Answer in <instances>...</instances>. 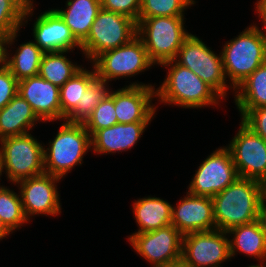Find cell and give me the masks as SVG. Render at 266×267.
Returning a JSON list of instances; mask_svg holds the SVG:
<instances>
[{
  "instance_id": "1",
  "label": "cell",
  "mask_w": 266,
  "mask_h": 267,
  "mask_svg": "<svg viewBox=\"0 0 266 267\" xmlns=\"http://www.w3.org/2000/svg\"><path fill=\"white\" fill-rule=\"evenodd\" d=\"M263 198L262 182L238 177L212 197L216 229L227 232L236 226L256 221Z\"/></svg>"
},
{
  "instance_id": "2",
  "label": "cell",
  "mask_w": 266,
  "mask_h": 267,
  "mask_svg": "<svg viewBox=\"0 0 266 267\" xmlns=\"http://www.w3.org/2000/svg\"><path fill=\"white\" fill-rule=\"evenodd\" d=\"M161 66L168 68V72L162 84L156 88L157 102L185 109L220 106V99L223 98L190 69L174 60L164 62Z\"/></svg>"
},
{
  "instance_id": "3",
  "label": "cell",
  "mask_w": 266,
  "mask_h": 267,
  "mask_svg": "<svg viewBox=\"0 0 266 267\" xmlns=\"http://www.w3.org/2000/svg\"><path fill=\"white\" fill-rule=\"evenodd\" d=\"M91 151V136L84 123L63 120L56 136L44 144V171L63 179Z\"/></svg>"
},
{
  "instance_id": "4",
  "label": "cell",
  "mask_w": 266,
  "mask_h": 267,
  "mask_svg": "<svg viewBox=\"0 0 266 267\" xmlns=\"http://www.w3.org/2000/svg\"><path fill=\"white\" fill-rule=\"evenodd\" d=\"M222 47L225 76L234 89L266 61V37L254 22Z\"/></svg>"
},
{
  "instance_id": "5",
  "label": "cell",
  "mask_w": 266,
  "mask_h": 267,
  "mask_svg": "<svg viewBox=\"0 0 266 267\" xmlns=\"http://www.w3.org/2000/svg\"><path fill=\"white\" fill-rule=\"evenodd\" d=\"M184 19V16L148 17L137 23V35L155 66L174 60L183 41L191 34L184 27Z\"/></svg>"
},
{
  "instance_id": "6",
  "label": "cell",
  "mask_w": 266,
  "mask_h": 267,
  "mask_svg": "<svg viewBox=\"0 0 266 267\" xmlns=\"http://www.w3.org/2000/svg\"><path fill=\"white\" fill-rule=\"evenodd\" d=\"M0 161L12 184L44 174V143L31 133L4 138L0 140Z\"/></svg>"
},
{
  "instance_id": "7",
  "label": "cell",
  "mask_w": 266,
  "mask_h": 267,
  "mask_svg": "<svg viewBox=\"0 0 266 267\" xmlns=\"http://www.w3.org/2000/svg\"><path fill=\"white\" fill-rule=\"evenodd\" d=\"M211 49L198 36L190 34L183 41L174 61L194 72L224 100L228 97V90L235 89L226 82L228 79L225 76L221 52L217 54Z\"/></svg>"
},
{
  "instance_id": "8",
  "label": "cell",
  "mask_w": 266,
  "mask_h": 267,
  "mask_svg": "<svg viewBox=\"0 0 266 267\" xmlns=\"http://www.w3.org/2000/svg\"><path fill=\"white\" fill-rule=\"evenodd\" d=\"M91 65L96 76L109 83L112 80L135 77L155 64L150 60L143 41L136 35L128 43L98 55Z\"/></svg>"
},
{
  "instance_id": "9",
  "label": "cell",
  "mask_w": 266,
  "mask_h": 267,
  "mask_svg": "<svg viewBox=\"0 0 266 267\" xmlns=\"http://www.w3.org/2000/svg\"><path fill=\"white\" fill-rule=\"evenodd\" d=\"M136 35L137 23L133 19L101 9L81 44V52L91 63L98 55L128 43Z\"/></svg>"
},
{
  "instance_id": "10",
  "label": "cell",
  "mask_w": 266,
  "mask_h": 267,
  "mask_svg": "<svg viewBox=\"0 0 266 267\" xmlns=\"http://www.w3.org/2000/svg\"><path fill=\"white\" fill-rule=\"evenodd\" d=\"M197 168L187 191L197 196L212 198L239 177L226 146L216 148Z\"/></svg>"
},
{
  "instance_id": "11",
  "label": "cell",
  "mask_w": 266,
  "mask_h": 267,
  "mask_svg": "<svg viewBox=\"0 0 266 267\" xmlns=\"http://www.w3.org/2000/svg\"><path fill=\"white\" fill-rule=\"evenodd\" d=\"M128 242L152 267L164 266L182 258L183 235L173 224L133 234Z\"/></svg>"
},
{
  "instance_id": "12",
  "label": "cell",
  "mask_w": 266,
  "mask_h": 267,
  "mask_svg": "<svg viewBox=\"0 0 266 267\" xmlns=\"http://www.w3.org/2000/svg\"><path fill=\"white\" fill-rule=\"evenodd\" d=\"M230 237L219 229L183 235L182 258L191 267H223L230 261Z\"/></svg>"
},
{
  "instance_id": "13",
  "label": "cell",
  "mask_w": 266,
  "mask_h": 267,
  "mask_svg": "<svg viewBox=\"0 0 266 267\" xmlns=\"http://www.w3.org/2000/svg\"><path fill=\"white\" fill-rule=\"evenodd\" d=\"M239 130L226 147L239 177L260 182L266 180V141L242 121Z\"/></svg>"
},
{
  "instance_id": "14",
  "label": "cell",
  "mask_w": 266,
  "mask_h": 267,
  "mask_svg": "<svg viewBox=\"0 0 266 267\" xmlns=\"http://www.w3.org/2000/svg\"><path fill=\"white\" fill-rule=\"evenodd\" d=\"M60 180L59 177L44 173L14 184L20 190L23 212L29 223L31 217L39 214L54 217L60 215L62 205L56 185Z\"/></svg>"
},
{
  "instance_id": "15",
  "label": "cell",
  "mask_w": 266,
  "mask_h": 267,
  "mask_svg": "<svg viewBox=\"0 0 266 267\" xmlns=\"http://www.w3.org/2000/svg\"><path fill=\"white\" fill-rule=\"evenodd\" d=\"M156 86L150 83L133 82L114 91V106L117 122H151L157 106L152 102L156 98Z\"/></svg>"
},
{
  "instance_id": "16",
  "label": "cell",
  "mask_w": 266,
  "mask_h": 267,
  "mask_svg": "<svg viewBox=\"0 0 266 267\" xmlns=\"http://www.w3.org/2000/svg\"><path fill=\"white\" fill-rule=\"evenodd\" d=\"M171 224L182 235L215 230L213 199L186 192L179 203L172 204Z\"/></svg>"
},
{
  "instance_id": "17",
  "label": "cell",
  "mask_w": 266,
  "mask_h": 267,
  "mask_svg": "<svg viewBox=\"0 0 266 267\" xmlns=\"http://www.w3.org/2000/svg\"><path fill=\"white\" fill-rule=\"evenodd\" d=\"M48 9L34 21V42L43 52L74 51L75 48L81 51V44L63 19L53 9Z\"/></svg>"
},
{
  "instance_id": "18",
  "label": "cell",
  "mask_w": 266,
  "mask_h": 267,
  "mask_svg": "<svg viewBox=\"0 0 266 267\" xmlns=\"http://www.w3.org/2000/svg\"><path fill=\"white\" fill-rule=\"evenodd\" d=\"M60 88L39 75L18 81V93L43 122H61Z\"/></svg>"
},
{
  "instance_id": "19",
  "label": "cell",
  "mask_w": 266,
  "mask_h": 267,
  "mask_svg": "<svg viewBox=\"0 0 266 267\" xmlns=\"http://www.w3.org/2000/svg\"><path fill=\"white\" fill-rule=\"evenodd\" d=\"M150 124L151 122L117 123L97 130L91 136V150L98 155L131 150Z\"/></svg>"
},
{
  "instance_id": "20",
  "label": "cell",
  "mask_w": 266,
  "mask_h": 267,
  "mask_svg": "<svg viewBox=\"0 0 266 267\" xmlns=\"http://www.w3.org/2000/svg\"><path fill=\"white\" fill-rule=\"evenodd\" d=\"M18 33H20V30L3 38L2 62L10 69L14 77L20 81L39 74L44 52L33 40L22 42V44L18 45L14 54L11 53L13 52L12 50L8 51L11 45H14L15 40L17 41Z\"/></svg>"
},
{
  "instance_id": "21",
  "label": "cell",
  "mask_w": 266,
  "mask_h": 267,
  "mask_svg": "<svg viewBox=\"0 0 266 267\" xmlns=\"http://www.w3.org/2000/svg\"><path fill=\"white\" fill-rule=\"evenodd\" d=\"M43 123L30 104L17 93L13 99L0 109V140L30 133L36 123Z\"/></svg>"
},
{
  "instance_id": "22",
  "label": "cell",
  "mask_w": 266,
  "mask_h": 267,
  "mask_svg": "<svg viewBox=\"0 0 266 267\" xmlns=\"http://www.w3.org/2000/svg\"><path fill=\"white\" fill-rule=\"evenodd\" d=\"M66 8H52L70 28L75 39L82 44L101 8L100 0H67Z\"/></svg>"
},
{
  "instance_id": "23",
  "label": "cell",
  "mask_w": 266,
  "mask_h": 267,
  "mask_svg": "<svg viewBox=\"0 0 266 267\" xmlns=\"http://www.w3.org/2000/svg\"><path fill=\"white\" fill-rule=\"evenodd\" d=\"M134 219L139 229L133 234L153 231L171 224L172 205L159 197H143L134 200L132 205Z\"/></svg>"
},
{
  "instance_id": "24",
  "label": "cell",
  "mask_w": 266,
  "mask_h": 267,
  "mask_svg": "<svg viewBox=\"0 0 266 267\" xmlns=\"http://www.w3.org/2000/svg\"><path fill=\"white\" fill-rule=\"evenodd\" d=\"M230 242L231 258L237 252L253 257L260 262H266V237L258 221L236 226L227 231Z\"/></svg>"
},
{
  "instance_id": "25",
  "label": "cell",
  "mask_w": 266,
  "mask_h": 267,
  "mask_svg": "<svg viewBox=\"0 0 266 267\" xmlns=\"http://www.w3.org/2000/svg\"><path fill=\"white\" fill-rule=\"evenodd\" d=\"M233 93L237 109L266 106V61L243 80Z\"/></svg>"
},
{
  "instance_id": "26",
  "label": "cell",
  "mask_w": 266,
  "mask_h": 267,
  "mask_svg": "<svg viewBox=\"0 0 266 267\" xmlns=\"http://www.w3.org/2000/svg\"><path fill=\"white\" fill-rule=\"evenodd\" d=\"M69 52L73 51L44 52L38 75L60 88L83 68L67 58Z\"/></svg>"
},
{
  "instance_id": "27",
  "label": "cell",
  "mask_w": 266,
  "mask_h": 267,
  "mask_svg": "<svg viewBox=\"0 0 266 267\" xmlns=\"http://www.w3.org/2000/svg\"><path fill=\"white\" fill-rule=\"evenodd\" d=\"M95 69L87 70L82 68L73 77L67 80L59 91L60 105H61V121L82 102L83 94L87 86L96 78Z\"/></svg>"
},
{
  "instance_id": "28",
  "label": "cell",
  "mask_w": 266,
  "mask_h": 267,
  "mask_svg": "<svg viewBox=\"0 0 266 267\" xmlns=\"http://www.w3.org/2000/svg\"><path fill=\"white\" fill-rule=\"evenodd\" d=\"M109 84L96 77L86 88L82 102L65 117L68 122L84 123L96 106L110 93Z\"/></svg>"
},
{
  "instance_id": "29",
  "label": "cell",
  "mask_w": 266,
  "mask_h": 267,
  "mask_svg": "<svg viewBox=\"0 0 266 267\" xmlns=\"http://www.w3.org/2000/svg\"><path fill=\"white\" fill-rule=\"evenodd\" d=\"M0 218L12 233L29 223L23 212L20 194L4 185L0 187Z\"/></svg>"
},
{
  "instance_id": "30",
  "label": "cell",
  "mask_w": 266,
  "mask_h": 267,
  "mask_svg": "<svg viewBox=\"0 0 266 267\" xmlns=\"http://www.w3.org/2000/svg\"><path fill=\"white\" fill-rule=\"evenodd\" d=\"M195 4V0H141L138 22L148 17L185 16V11Z\"/></svg>"
},
{
  "instance_id": "31",
  "label": "cell",
  "mask_w": 266,
  "mask_h": 267,
  "mask_svg": "<svg viewBox=\"0 0 266 267\" xmlns=\"http://www.w3.org/2000/svg\"><path fill=\"white\" fill-rule=\"evenodd\" d=\"M114 106V91H111L94 109L92 114L85 120L86 130L92 136L97 130L105 129L117 124Z\"/></svg>"
},
{
  "instance_id": "32",
  "label": "cell",
  "mask_w": 266,
  "mask_h": 267,
  "mask_svg": "<svg viewBox=\"0 0 266 267\" xmlns=\"http://www.w3.org/2000/svg\"><path fill=\"white\" fill-rule=\"evenodd\" d=\"M23 28V16L6 0H0V35L5 38Z\"/></svg>"
},
{
  "instance_id": "33",
  "label": "cell",
  "mask_w": 266,
  "mask_h": 267,
  "mask_svg": "<svg viewBox=\"0 0 266 267\" xmlns=\"http://www.w3.org/2000/svg\"><path fill=\"white\" fill-rule=\"evenodd\" d=\"M238 111L241 121L266 141V106Z\"/></svg>"
},
{
  "instance_id": "34",
  "label": "cell",
  "mask_w": 266,
  "mask_h": 267,
  "mask_svg": "<svg viewBox=\"0 0 266 267\" xmlns=\"http://www.w3.org/2000/svg\"><path fill=\"white\" fill-rule=\"evenodd\" d=\"M18 93V80L10 69L0 62V109L5 107Z\"/></svg>"
},
{
  "instance_id": "35",
  "label": "cell",
  "mask_w": 266,
  "mask_h": 267,
  "mask_svg": "<svg viewBox=\"0 0 266 267\" xmlns=\"http://www.w3.org/2000/svg\"><path fill=\"white\" fill-rule=\"evenodd\" d=\"M101 8L125 15L138 23L141 0H100Z\"/></svg>"
},
{
  "instance_id": "36",
  "label": "cell",
  "mask_w": 266,
  "mask_h": 267,
  "mask_svg": "<svg viewBox=\"0 0 266 267\" xmlns=\"http://www.w3.org/2000/svg\"><path fill=\"white\" fill-rule=\"evenodd\" d=\"M8 1L22 16L23 26L28 23V20L33 16V12L36 9L34 6V0H6Z\"/></svg>"
},
{
  "instance_id": "37",
  "label": "cell",
  "mask_w": 266,
  "mask_h": 267,
  "mask_svg": "<svg viewBox=\"0 0 266 267\" xmlns=\"http://www.w3.org/2000/svg\"><path fill=\"white\" fill-rule=\"evenodd\" d=\"M255 11L258 14L259 20H261V24L264 26L262 29L258 26L257 23H254L258 29L262 32V34L266 37V0H257L255 3ZM265 29V30H264ZM264 30V31H263Z\"/></svg>"
},
{
  "instance_id": "38",
  "label": "cell",
  "mask_w": 266,
  "mask_h": 267,
  "mask_svg": "<svg viewBox=\"0 0 266 267\" xmlns=\"http://www.w3.org/2000/svg\"><path fill=\"white\" fill-rule=\"evenodd\" d=\"M257 221L266 237V200L264 198L260 202Z\"/></svg>"
},
{
  "instance_id": "39",
  "label": "cell",
  "mask_w": 266,
  "mask_h": 267,
  "mask_svg": "<svg viewBox=\"0 0 266 267\" xmlns=\"http://www.w3.org/2000/svg\"><path fill=\"white\" fill-rule=\"evenodd\" d=\"M159 267H191L183 258Z\"/></svg>"
},
{
  "instance_id": "40",
  "label": "cell",
  "mask_w": 266,
  "mask_h": 267,
  "mask_svg": "<svg viewBox=\"0 0 266 267\" xmlns=\"http://www.w3.org/2000/svg\"><path fill=\"white\" fill-rule=\"evenodd\" d=\"M12 234V232L6 227V225L2 222L0 218V240L2 241L4 238Z\"/></svg>"
},
{
  "instance_id": "41",
  "label": "cell",
  "mask_w": 266,
  "mask_h": 267,
  "mask_svg": "<svg viewBox=\"0 0 266 267\" xmlns=\"http://www.w3.org/2000/svg\"><path fill=\"white\" fill-rule=\"evenodd\" d=\"M2 53H3V37L0 35V62L2 61Z\"/></svg>"
},
{
  "instance_id": "42",
  "label": "cell",
  "mask_w": 266,
  "mask_h": 267,
  "mask_svg": "<svg viewBox=\"0 0 266 267\" xmlns=\"http://www.w3.org/2000/svg\"><path fill=\"white\" fill-rule=\"evenodd\" d=\"M265 262H261L260 264H257L256 263V265L255 264H252V265H249V266H247V267H266V265L264 264Z\"/></svg>"
},
{
  "instance_id": "43",
  "label": "cell",
  "mask_w": 266,
  "mask_h": 267,
  "mask_svg": "<svg viewBox=\"0 0 266 267\" xmlns=\"http://www.w3.org/2000/svg\"><path fill=\"white\" fill-rule=\"evenodd\" d=\"M263 197L266 200V180L263 182Z\"/></svg>"
},
{
  "instance_id": "44",
  "label": "cell",
  "mask_w": 266,
  "mask_h": 267,
  "mask_svg": "<svg viewBox=\"0 0 266 267\" xmlns=\"http://www.w3.org/2000/svg\"><path fill=\"white\" fill-rule=\"evenodd\" d=\"M2 167H1V161H0V180H1V177H2ZM3 185H0V187H2Z\"/></svg>"
}]
</instances>
